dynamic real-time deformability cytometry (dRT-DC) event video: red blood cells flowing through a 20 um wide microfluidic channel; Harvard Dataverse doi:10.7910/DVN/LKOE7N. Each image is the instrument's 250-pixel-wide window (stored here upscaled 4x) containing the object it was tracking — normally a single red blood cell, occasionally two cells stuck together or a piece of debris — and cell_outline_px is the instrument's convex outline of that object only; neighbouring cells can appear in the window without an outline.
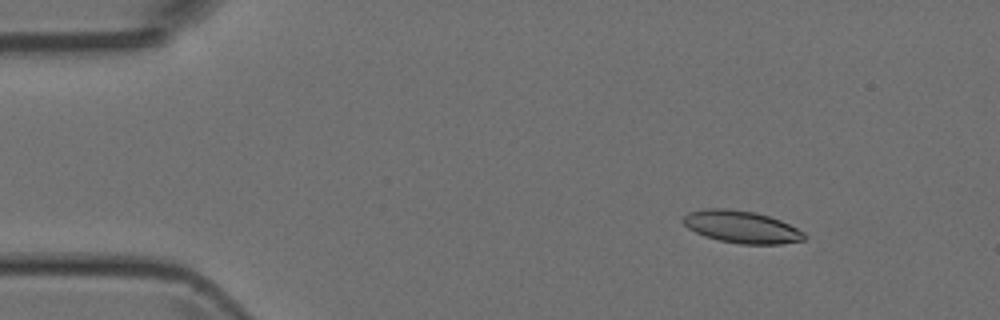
{"species": "Egyptian fruit bat (a non-hibernating species)", "species_latin": "Rousettus aegyptiacus", "temperature_condition": "room temperature", "stored_images_in_passage": 4, "camera_frame_rate_fps": 3000, "um_per_image_px": 0.085, "animal": {"sex": "female"}, "frame": {"image": 1, "passage_image": 2, "time_ms": 1.333, "image_size_px": [1000, 320], "cell_outline_px": [[808, 236], [804, 240], [780, 244], [740, 244], [720, 240], [704, 236], [688, 228], [680, 220], [688, 212], [708, 208], [728, 208], [756, 212], [780, 220], [804, 232]], "centroid_in_image_um": [63.02, 19.28], "position_along_channel_um": 22.0, "area_um2": 22.83}}